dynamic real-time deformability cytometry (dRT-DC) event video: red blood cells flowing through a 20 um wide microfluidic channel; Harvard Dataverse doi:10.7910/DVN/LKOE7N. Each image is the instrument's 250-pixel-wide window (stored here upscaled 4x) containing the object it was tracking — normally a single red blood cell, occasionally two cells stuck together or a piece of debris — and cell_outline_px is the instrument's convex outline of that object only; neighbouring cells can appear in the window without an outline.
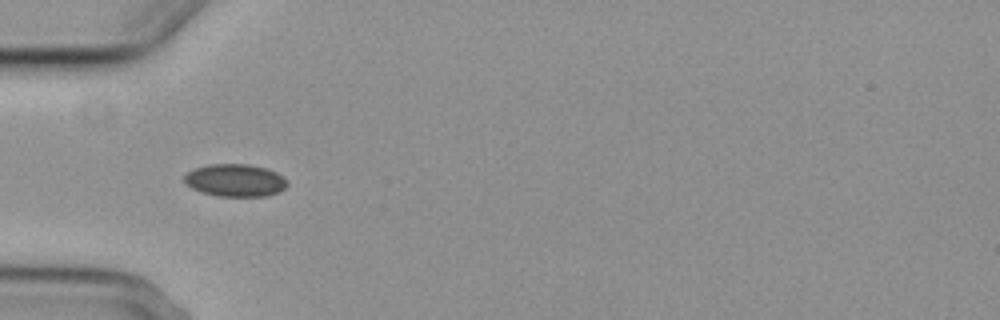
{"species": "common noctule bat (a hibernating species)", "species_latin": "Nyctalus noctula", "temperature_condition": "cold", "stored_images_in_passage": 7, "camera_frame_rate_fps": 3000, "um_per_image_px": 0.085, "animal": {"sex": "female", "body_mass_g": 29.2, "forearm_length_mm": 56.3}, "frame": {"image": 1, "passage_image": 6, "time_ms": 5.667, "image_size_px": [1000, 320], "cell_outline_px": [[288, 184], [280, 192], [268, 196], [216, 196], [200, 192], [184, 184], [184, 176], [188, 172], [196, 168], [212, 164], [248, 164], [264, 168], [276, 172], [284, 176], [288, 180]], "centroid_in_image_um": [20.01, 15.34], "position_along_channel_um": 65.0, "area_um2": 19.65}}
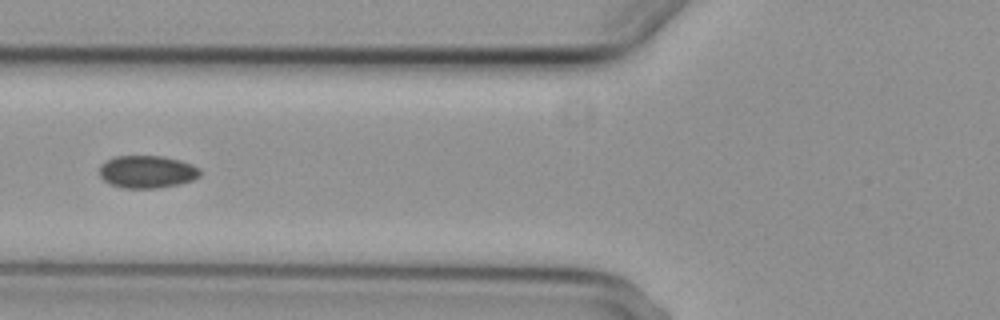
{"frame": {"image": 2, "passage_image": 7, "time_ms": 7.0, "image_size_px": [1000, 320], "cell_outline_px": [[200, 176], [192, 180], [180, 184], [156, 188], [124, 188], [112, 184], [104, 180], [100, 176], [100, 164], [104, 160], [112, 156], [164, 156], [180, 160], [192, 164], [200, 168]], "centroid_in_image_um": [12.5, 14.58], "position_along_channel_um": 113.3, "area_um2": 19.25}}